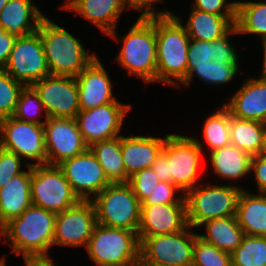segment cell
<instances>
[{"mask_svg":"<svg viewBox=\"0 0 266 266\" xmlns=\"http://www.w3.org/2000/svg\"><path fill=\"white\" fill-rule=\"evenodd\" d=\"M126 35H119L118 28L107 36L120 43V50L114 57L115 64L135 76L144 85L156 83V17L142 18L131 24Z\"/></svg>","mask_w":266,"mask_h":266,"instance_id":"obj_1","label":"cell"},{"mask_svg":"<svg viewBox=\"0 0 266 266\" xmlns=\"http://www.w3.org/2000/svg\"><path fill=\"white\" fill-rule=\"evenodd\" d=\"M55 213L31 204L20 216L0 228V243L10 244V255L49 256L51 254Z\"/></svg>","mask_w":266,"mask_h":266,"instance_id":"obj_2","label":"cell"},{"mask_svg":"<svg viewBox=\"0 0 266 266\" xmlns=\"http://www.w3.org/2000/svg\"><path fill=\"white\" fill-rule=\"evenodd\" d=\"M52 20L45 15L37 30L50 74L76 77L98 54L91 53L76 34Z\"/></svg>","mask_w":266,"mask_h":266,"instance_id":"obj_3","label":"cell"},{"mask_svg":"<svg viewBox=\"0 0 266 266\" xmlns=\"http://www.w3.org/2000/svg\"><path fill=\"white\" fill-rule=\"evenodd\" d=\"M190 37L185 27L171 13L156 17V83L174 89L187 76Z\"/></svg>","mask_w":266,"mask_h":266,"instance_id":"obj_4","label":"cell"},{"mask_svg":"<svg viewBox=\"0 0 266 266\" xmlns=\"http://www.w3.org/2000/svg\"><path fill=\"white\" fill-rule=\"evenodd\" d=\"M201 182L184 194L187 224L194 228L222 217L236 216L237 202L243 190L234 184Z\"/></svg>","mask_w":266,"mask_h":266,"instance_id":"obj_5","label":"cell"},{"mask_svg":"<svg viewBox=\"0 0 266 266\" xmlns=\"http://www.w3.org/2000/svg\"><path fill=\"white\" fill-rule=\"evenodd\" d=\"M85 250L96 266H139L140 241L134 231L97 223Z\"/></svg>","mask_w":266,"mask_h":266,"instance_id":"obj_6","label":"cell"},{"mask_svg":"<svg viewBox=\"0 0 266 266\" xmlns=\"http://www.w3.org/2000/svg\"><path fill=\"white\" fill-rule=\"evenodd\" d=\"M92 202L98 224L138 233L141 203L128 182L110 183Z\"/></svg>","mask_w":266,"mask_h":266,"instance_id":"obj_7","label":"cell"},{"mask_svg":"<svg viewBox=\"0 0 266 266\" xmlns=\"http://www.w3.org/2000/svg\"><path fill=\"white\" fill-rule=\"evenodd\" d=\"M163 152L168 157L170 184L185 194L201 183L200 171H203L201 168L206 152L202 151L192 136L167 133Z\"/></svg>","mask_w":266,"mask_h":266,"instance_id":"obj_8","label":"cell"},{"mask_svg":"<svg viewBox=\"0 0 266 266\" xmlns=\"http://www.w3.org/2000/svg\"><path fill=\"white\" fill-rule=\"evenodd\" d=\"M189 225L181 232L146 237L140 242L139 264L192 266L197 231Z\"/></svg>","mask_w":266,"mask_h":266,"instance_id":"obj_9","label":"cell"},{"mask_svg":"<svg viewBox=\"0 0 266 266\" xmlns=\"http://www.w3.org/2000/svg\"><path fill=\"white\" fill-rule=\"evenodd\" d=\"M0 147L19 155L29 166L47 164L44 125L13 116L2 118Z\"/></svg>","mask_w":266,"mask_h":266,"instance_id":"obj_10","label":"cell"},{"mask_svg":"<svg viewBox=\"0 0 266 266\" xmlns=\"http://www.w3.org/2000/svg\"><path fill=\"white\" fill-rule=\"evenodd\" d=\"M79 198L57 165L32 166L31 203L55 214L74 206Z\"/></svg>","mask_w":266,"mask_h":266,"instance_id":"obj_11","label":"cell"},{"mask_svg":"<svg viewBox=\"0 0 266 266\" xmlns=\"http://www.w3.org/2000/svg\"><path fill=\"white\" fill-rule=\"evenodd\" d=\"M4 70L24 86L51 75L38 32L16 38Z\"/></svg>","mask_w":266,"mask_h":266,"instance_id":"obj_12","label":"cell"},{"mask_svg":"<svg viewBox=\"0 0 266 266\" xmlns=\"http://www.w3.org/2000/svg\"><path fill=\"white\" fill-rule=\"evenodd\" d=\"M131 109V104H124L117 99L96 108L80 110L75 119L84 141L90 146L98 141L121 136L124 121L127 120L125 118Z\"/></svg>","mask_w":266,"mask_h":266,"instance_id":"obj_13","label":"cell"},{"mask_svg":"<svg viewBox=\"0 0 266 266\" xmlns=\"http://www.w3.org/2000/svg\"><path fill=\"white\" fill-rule=\"evenodd\" d=\"M96 224L93 202L79 200L74 206L56 215L52 248L83 246L85 249Z\"/></svg>","mask_w":266,"mask_h":266,"instance_id":"obj_14","label":"cell"},{"mask_svg":"<svg viewBox=\"0 0 266 266\" xmlns=\"http://www.w3.org/2000/svg\"><path fill=\"white\" fill-rule=\"evenodd\" d=\"M79 200H93L110 182L94 153L88 148L83 153L57 165Z\"/></svg>","mask_w":266,"mask_h":266,"instance_id":"obj_15","label":"cell"},{"mask_svg":"<svg viewBox=\"0 0 266 266\" xmlns=\"http://www.w3.org/2000/svg\"><path fill=\"white\" fill-rule=\"evenodd\" d=\"M31 86L48 117L76 118L80 112L76 77L49 75Z\"/></svg>","mask_w":266,"mask_h":266,"instance_id":"obj_16","label":"cell"},{"mask_svg":"<svg viewBox=\"0 0 266 266\" xmlns=\"http://www.w3.org/2000/svg\"><path fill=\"white\" fill-rule=\"evenodd\" d=\"M44 131L49 165H58L89 148L75 118L48 117L44 123Z\"/></svg>","mask_w":266,"mask_h":266,"instance_id":"obj_17","label":"cell"},{"mask_svg":"<svg viewBox=\"0 0 266 266\" xmlns=\"http://www.w3.org/2000/svg\"><path fill=\"white\" fill-rule=\"evenodd\" d=\"M103 64L97 55L76 76L80 110L96 108L118 99L113 93L112 77Z\"/></svg>","mask_w":266,"mask_h":266,"instance_id":"obj_18","label":"cell"},{"mask_svg":"<svg viewBox=\"0 0 266 266\" xmlns=\"http://www.w3.org/2000/svg\"><path fill=\"white\" fill-rule=\"evenodd\" d=\"M248 77V78H247ZM225 98L223 105L231 116L266 122V76H248Z\"/></svg>","mask_w":266,"mask_h":266,"instance_id":"obj_19","label":"cell"},{"mask_svg":"<svg viewBox=\"0 0 266 266\" xmlns=\"http://www.w3.org/2000/svg\"><path fill=\"white\" fill-rule=\"evenodd\" d=\"M188 226L186 204L141 205L138 237L181 232Z\"/></svg>","mask_w":266,"mask_h":266,"instance_id":"obj_20","label":"cell"},{"mask_svg":"<svg viewBox=\"0 0 266 266\" xmlns=\"http://www.w3.org/2000/svg\"><path fill=\"white\" fill-rule=\"evenodd\" d=\"M166 135L164 137L152 134L121 135V152L127 182L130 176L142 169L151 167L159 154L163 151Z\"/></svg>","mask_w":266,"mask_h":266,"instance_id":"obj_21","label":"cell"},{"mask_svg":"<svg viewBox=\"0 0 266 266\" xmlns=\"http://www.w3.org/2000/svg\"><path fill=\"white\" fill-rule=\"evenodd\" d=\"M63 11L81 16L107 36L118 28L119 19L128 9L123 0H73Z\"/></svg>","mask_w":266,"mask_h":266,"instance_id":"obj_22","label":"cell"},{"mask_svg":"<svg viewBox=\"0 0 266 266\" xmlns=\"http://www.w3.org/2000/svg\"><path fill=\"white\" fill-rule=\"evenodd\" d=\"M205 156H208L207 162H209V167L211 166L212 168L211 173L216 175L220 182L224 181L226 184V181H228V184H234L244 189L242 186L243 178L249 180V176L251 175L250 168L252 156L250 154L229 144L208 152ZM230 180L235 183H232Z\"/></svg>","mask_w":266,"mask_h":266,"instance_id":"obj_23","label":"cell"},{"mask_svg":"<svg viewBox=\"0 0 266 266\" xmlns=\"http://www.w3.org/2000/svg\"><path fill=\"white\" fill-rule=\"evenodd\" d=\"M34 0H9L0 12V29L15 38L37 32L41 19L46 15Z\"/></svg>","mask_w":266,"mask_h":266,"instance_id":"obj_24","label":"cell"},{"mask_svg":"<svg viewBox=\"0 0 266 266\" xmlns=\"http://www.w3.org/2000/svg\"><path fill=\"white\" fill-rule=\"evenodd\" d=\"M32 166L13 177L0 189V228L20 216L31 203Z\"/></svg>","mask_w":266,"mask_h":266,"instance_id":"obj_25","label":"cell"},{"mask_svg":"<svg viewBox=\"0 0 266 266\" xmlns=\"http://www.w3.org/2000/svg\"><path fill=\"white\" fill-rule=\"evenodd\" d=\"M189 9V16L186 20L174 11L172 14L185 27L190 39L212 42L225 36L234 27L225 16L199 11L195 8Z\"/></svg>","mask_w":266,"mask_h":266,"instance_id":"obj_26","label":"cell"},{"mask_svg":"<svg viewBox=\"0 0 266 266\" xmlns=\"http://www.w3.org/2000/svg\"><path fill=\"white\" fill-rule=\"evenodd\" d=\"M236 218L245 234L266 237V193L244 188L238 198Z\"/></svg>","mask_w":266,"mask_h":266,"instance_id":"obj_27","label":"cell"},{"mask_svg":"<svg viewBox=\"0 0 266 266\" xmlns=\"http://www.w3.org/2000/svg\"><path fill=\"white\" fill-rule=\"evenodd\" d=\"M198 228V231L203 228L201 229L202 233L200 231L197 232L202 240L229 254L237 249L245 235L238 224L236 216L208 220Z\"/></svg>","mask_w":266,"mask_h":266,"instance_id":"obj_28","label":"cell"},{"mask_svg":"<svg viewBox=\"0 0 266 266\" xmlns=\"http://www.w3.org/2000/svg\"><path fill=\"white\" fill-rule=\"evenodd\" d=\"M217 107L203 120L202 136L199 137L202 138L192 136L202 151L206 149L207 153L230 144V112L223 104Z\"/></svg>","mask_w":266,"mask_h":266,"instance_id":"obj_29","label":"cell"},{"mask_svg":"<svg viewBox=\"0 0 266 266\" xmlns=\"http://www.w3.org/2000/svg\"><path fill=\"white\" fill-rule=\"evenodd\" d=\"M110 183L127 182V172L122 159L121 136L98 141L89 146Z\"/></svg>","mask_w":266,"mask_h":266,"instance_id":"obj_30","label":"cell"},{"mask_svg":"<svg viewBox=\"0 0 266 266\" xmlns=\"http://www.w3.org/2000/svg\"><path fill=\"white\" fill-rule=\"evenodd\" d=\"M241 63H226V62H217V61H208L207 65L196 66L186 78L176 87H190L192 82L195 79L204 82L208 87H222L234 81L235 78H238V74H241L240 65Z\"/></svg>","mask_w":266,"mask_h":266,"instance_id":"obj_31","label":"cell"},{"mask_svg":"<svg viewBox=\"0 0 266 266\" xmlns=\"http://www.w3.org/2000/svg\"><path fill=\"white\" fill-rule=\"evenodd\" d=\"M235 27L239 35L266 37V0H236Z\"/></svg>","mask_w":266,"mask_h":266,"instance_id":"obj_32","label":"cell"},{"mask_svg":"<svg viewBox=\"0 0 266 266\" xmlns=\"http://www.w3.org/2000/svg\"><path fill=\"white\" fill-rule=\"evenodd\" d=\"M263 122L230 115V144L251 156L261 155Z\"/></svg>","mask_w":266,"mask_h":266,"instance_id":"obj_33","label":"cell"},{"mask_svg":"<svg viewBox=\"0 0 266 266\" xmlns=\"http://www.w3.org/2000/svg\"><path fill=\"white\" fill-rule=\"evenodd\" d=\"M232 266H266V237L245 234L231 253Z\"/></svg>","mask_w":266,"mask_h":266,"instance_id":"obj_34","label":"cell"},{"mask_svg":"<svg viewBox=\"0 0 266 266\" xmlns=\"http://www.w3.org/2000/svg\"><path fill=\"white\" fill-rule=\"evenodd\" d=\"M13 117L24 122H32L39 125H44L47 121L48 115L37 92L31 85L24 86L21 89Z\"/></svg>","mask_w":266,"mask_h":266,"instance_id":"obj_35","label":"cell"},{"mask_svg":"<svg viewBox=\"0 0 266 266\" xmlns=\"http://www.w3.org/2000/svg\"><path fill=\"white\" fill-rule=\"evenodd\" d=\"M192 266H232L231 254L197 236L194 242Z\"/></svg>","mask_w":266,"mask_h":266,"instance_id":"obj_36","label":"cell"},{"mask_svg":"<svg viewBox=\"0 0 266 266\" xmlns=\"http://www.w3.org/2000/svg\"><path fill=\"white\" fill-rule=\"evenodd\" d=\"M24 85L13 79L4 69H0V117L13 116Z\"/></svg>","mask_w":266,"mask_h":266,"instance_id":"obj_37","label":"cell"},{"mask_svg":"<svg viewBox=\"0 0 266 266\" xmlns=\"http://www.w3.org/2000/svg\"><path fill=\"white\" fill-rule=\"evenodd\" d=\"M159 182L151 167L135 172L128 181L140 203L152 194Z\"/></svg>","mask_w":266,"mask_h":266,"instance_id":"obj_38","label":"cell"},{"mask_svg":"<svg viewBox=\"0 0 266 266\" xmlns=\"http://www.w3.org/2000/svg\"><path fill=\"white\" fill-rule=\"evenodd\" d=\"M26 164V165H25ZM29 166L19 155L0 147V189Z\"/></svg>","mask_w":266,"mask_h":266,"instance_id":"obj_39","label":"cell"},{"mask_svg":"<svg viewBox=\"0 0 266 266\" xmlns=\"http://www.w3.org/2000/svg\"><path fill=\"white\" fill-rule=\"evenodd\" d=\"M186 204L184 194L173 184L160 181L141 205Z\"/></svg>","mask_w":266,"mask_h":266,"instance_id":"obj_40","label":"cell"},{"mask_svg":"<svg viewBox=\"0 0 266 266\" xmlns=\"http://www.w3.org/2000/svg\"><path fill=\"white\" fill-rule=\"evenodd\" d=\"M189 6L199 11L225 16L234 26L236 22L237 1L235 0H192Z\"/></svg>","mask_w":266,"mask_h":266,"instance_id":"obj_41","label":"cell"},{"mask_svg":"<svg viewBox=\"0 0 266 266\" xmlns=\"http://www.w3.org/2000/svg\"><path fill=\"white\" fill-rule=\"evenodd\" d=\"M239 36L237 28L234 26L225 36L213 41V60L226 63H240L241 57L238 54L237 46L231 42L232 36ZM240 59V60H239Z\"/></svg>","mask_w":266,"mask_h":266,"instance_id":"obj_42","label":"cell"},{"mask_svg":"<svg viewBox=\"0 0 266 266\" xmlns=\"http://www.w3.org/2000/svg\"><path fill=\"white\" fill-rule=\"evenodd\" d=\"M187 75L196 67L213 60V41L190 39L187 54Z\"/></svg>","mask_w":266,"mask_h":266,"instance_id":"obj_43","label":"cell"},{"mask_svg":"<svg viewBox=\"0 0 266 266\" xmlns=\"http://www.w3.org/2000/svg\"><path fill=\"white\" fill-rule=\"evenodd\" d=\"M126 8L129 11H137L139 12V16L142 18H148V17H157V16H166L172 13L170 9H161L159 10V7L157 4L161 2L163 3L166 0H123Z\"/></svg>","mask_w":266,"mask_h":266,"instance_id":"obj_44","label":"cell"},{"mask_svg":"<svg viewBox=\"0 0 266 266\" xmlns=\"http://www.w3.org/2000/svg\"><path fill=\"white\" fill-rule=\"evenodd\" d=\"M250 172L257 193H266V158L263 155L252 156Z\"/></svg>","mask_w":266,"mask_h":266,"instance_id":"obj_45","label":"cell"},{"mask_svg":"<svg viewBox=\"0 0 266 266\" xmlns=\"http://www.w3.org/2000/svg\"><path fill=\"white\" fill-rule=\"evenodd\" d=\"M16 38L7 31L0 29V69H4Z\"/></svg>","mask_w":266,"mask_h":266,"instance_id":"obj_46","label":"cell"},{"mask_svg":"<svg viewBox=\"0 0 266 266\" xmlns=\"http://www.w3.org/2000/svg\"><path fill=\"white\" fill-rule=\"evenodd\" d=\"M168 157L162 151L153 165L151 166L154 173L158 176L160 181L169 183V169Z\"/></svg>","mask_w":266,"mask_h":266,"instance_id":"obj_47","label":"cell"},{"mask_svg":"<svg viewBox=\"0 0 266 266\" xmlns=\"http://www.w3.org/2000/svg\"><path fill=\"white\" fill-rule=\"evenodd\" d=\"M53 257V258H52ZM29 256L23 258L25 266H58L54 256Z\"/></svg>","mask_w":266,"mask_h":266,"instance_id":"obj_48","label":"cell"},{"mask_svg":"<svg viewBox=\"0 0 266 266\" xmlns=\"http://www.w3.org/2000/svg\"><path fill=\"white\" fill-rule=\"evenodd\" d=\"M260 42H262V43H260V44H262V49H261V51H262V53H263V58H262V64H261V70H260V73H259V75H262V76H266V37L265 38H263V39H261V41Z\"/></svg>","mask_w":266,"mask_h":266,"instance_id":"obj_49","label":"cell"},{"mask_svg":"<svg viewBox=\"0 0 266 266\" xmlns=\"http://www.w3.org/2000/svg\"><path fill=\"white\" fill-rule=\"evenodd\" d=\"M261 155H266V122L263 123Z\"/></svg>","mask_w":266,"mask_h":266,"instance_id":"obj_50","label":"cell"},{"mask_svg":"<svg viewBox=\"0 0 266 266\" xmlns=\"http://www.w3.org/2000/svg\"><path fill=\"white\" fill-rule=\"evenodd\" d=\"M7 254H3L2 257L0 258V266H8L7 265Z\"/></svg>","mask_w":266,"mask_h":266,"instance_id":"obj_51","label":"cell"},{"mask_svg":"<svg viewBox=\"0 0 266 266\" xmlns=\"http://www.w3.org/2000/svg\"><path fill=\"white\" fill-rule=\"evenodd\" d=\"M73 0H64L61 5H59V9H61L62 11L72 2Z\"/></svg>","mask_w":266,"mask_h":266,"instance_id":"obj_52","label":"cell"},{"mask_svg":"<svg viewBox=\"0 0 266 266\" xmlns=\"http://www.w3.org/2000/svg\"><path fill=\"white\" fill-rule=\"evenodd\" d=\"M9 0H0V12L5 7V5L8 3Z\"/></svg>","mask_w":266,"mask_h":266,"instance_id":"obj_53","label":"cell"},{"mask_svg":"<svg viewBox=\"0 0 266 266\" xmlns=\"http://www.w3.org/2000/svg\"><path fill=\"white\" fill-rule=\"evenodd\" d=\"M139 266H166V265H156V264H139Z\"/></svg>","mask_w":266,"mask_h":266,"instance_id":"obj_54","label":"cell"}]
</instances>
